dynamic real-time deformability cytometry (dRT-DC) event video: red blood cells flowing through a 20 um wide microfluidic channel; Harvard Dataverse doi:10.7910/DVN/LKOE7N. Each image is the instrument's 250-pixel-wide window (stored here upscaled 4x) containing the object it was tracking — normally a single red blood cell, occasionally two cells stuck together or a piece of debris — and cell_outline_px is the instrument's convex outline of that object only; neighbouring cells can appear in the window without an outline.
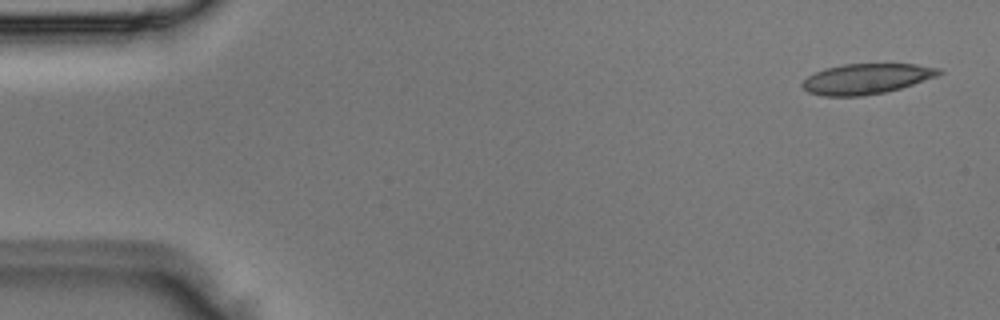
{"species": "Egyptian fruit bat (a non-hibernating species)", "species_latin": "Rousettus aegyptiacus", "temperature_condition": "room temperature", "stored_images_in_passage": 5, "camera_frame_rate_fps": 3000, "um_per_image_px": 0.085, "animal": {"sex": "male"}, "frame": {"image": 1, "passage_image": 1, "time_ms": 0.0, "image_size_px": [1000, 320], "cell_outline_px": [[944, 72], [936, 76], [900, 88], [884, 92], [864, 96], [820, 96], [808, 92], [800, 84], [808, 76], [824, 68], [844, 64], [916, 64], [940, 68]], "centroid_in_image_um": [73.62, 6.7], "position_along_channel_um": 11.4, "area_um2": 24.1}}